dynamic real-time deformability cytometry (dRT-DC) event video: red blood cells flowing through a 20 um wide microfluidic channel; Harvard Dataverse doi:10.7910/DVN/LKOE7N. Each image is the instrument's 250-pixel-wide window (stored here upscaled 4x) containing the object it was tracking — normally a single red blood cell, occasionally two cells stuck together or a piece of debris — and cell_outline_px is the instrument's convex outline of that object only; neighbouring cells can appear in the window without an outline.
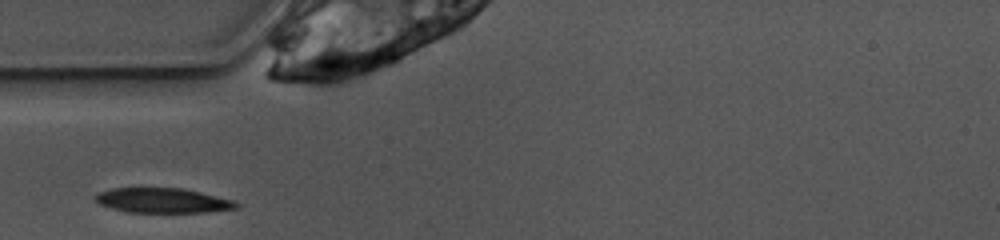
{"species": "common noctule bat (a hibernating species)", "species_latin": "Nyctalus noctula", "temperature_condition": "warm", "stored_images_in_passage": 23, "camera_frame_rate_fps": 3000, "um_per_image_px": 0.085, "animal": {"sex": "female", "body_mass_g": 10.0, "forearm_length_mm": 53.1}, "frame": {"image": 1, "passage_image": 1, "time_ms": 0.0, "image_size_px": [1000, 240], "cell_outline_px": [[240, 208], [204, 212], [128, 212], [112, 208], [100, 204], [96, 200], [96, 196], [100, 192], [112, 188], [180, 188], [200, 192], [232, 200], [240, 204]], "centroid_in_image_um": [13.86, 17.04], "position_along_channel_um": 71.1, "area_um2": 20.11}}
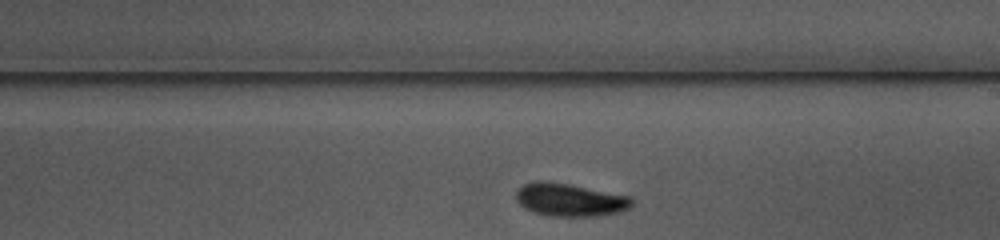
{"frame": {"image": 2, "passage_image": 14, "time_ms": 4.333, "image_size_px": [1000, 240], "cell_outline_px": [[632, 204], [628, 208], [620, 212], [596, 216], [548, 216], [532, 212], [524, 208], [516, 200], [516, 192], [524, 184], [532, 180], [544, 180], [568, 184], [632, 196]], "centroid_in_image_um": [48.41, 16.98], "position_along_channel_um": 240.6, "area_um2": 22.37}}
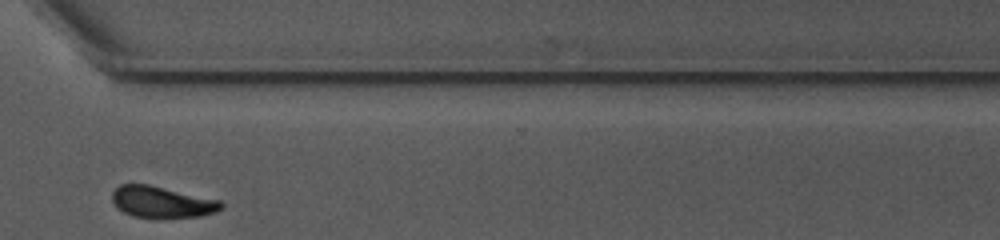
{"frame": {"image": 3, "passage_image": 23, "time_ms": 7.333, "image_size_px": [1000, 240], "cell_outline_px": [[224, 208], [216, 212], [200, 216], [156, 220], [152, 220], [132, 216], [116, 208], [112, 200], [112, 192], [120, 184], [148, 184], [220, 200], [224, 204]], "centroid_in_image_um": [13.76, 17.21], "position_along_channel_um": 356.8, "area_um2": 20.63}}